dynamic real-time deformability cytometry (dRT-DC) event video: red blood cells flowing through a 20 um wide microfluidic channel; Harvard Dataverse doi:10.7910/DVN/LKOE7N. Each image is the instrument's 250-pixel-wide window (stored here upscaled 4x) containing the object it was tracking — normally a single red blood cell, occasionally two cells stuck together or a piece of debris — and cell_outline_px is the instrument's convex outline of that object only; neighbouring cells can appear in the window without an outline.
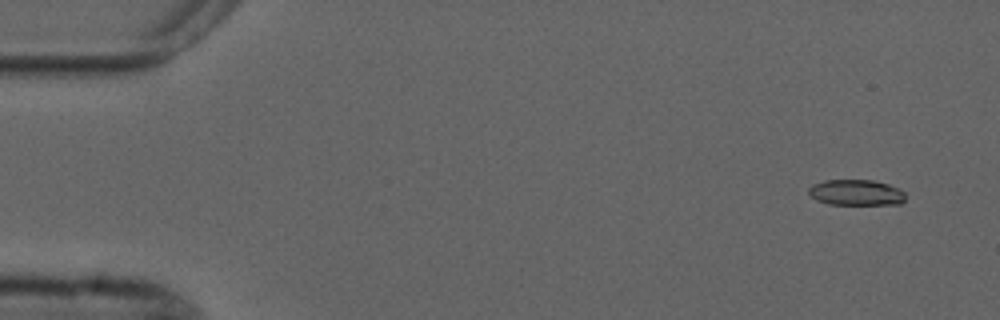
{"species": "common noctule bat (a hibernating species)", "species_latin": "Nyctalus noctula", "temperature_condition": "cold", "stored_images_in_passage": 5, "camera_frame_rate_fps": 3000, "um_per_image_px": 0.085, "animal": {"sex": "male", "forearm_length_mm": 52.5}, "frame": {"image": 1, "passage_image": 1, "time_ms": 0.0, "image_size_px": [1000, 320], "cell_outline_px": [[904, 200], [900, 204], [828, 204], [816, 200], [808, 192], [808, 188], [812, 184], [824, 180], [872, 180], [888, 184], [904, 192]], "centroid_in_image_um": [72.73, 16.36], "position_along_channel_um": 12.3, "area_um2": 14.45}}
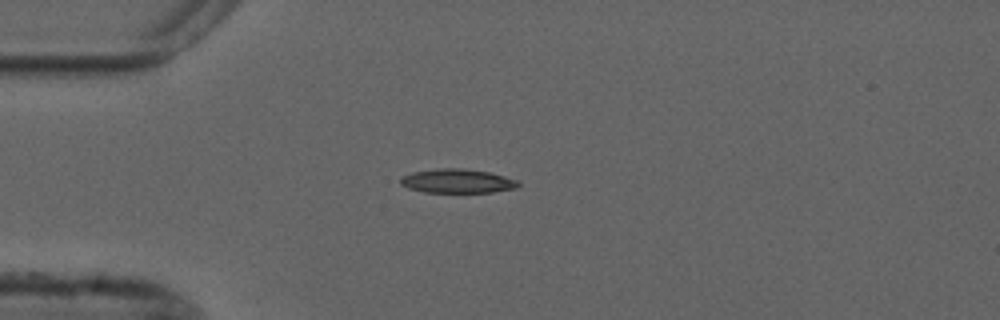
{"frame": {"image": 2, "passage_image": 4, "time_ms": 3.667, "image_size_px": [1000, 320], "cell_outline_px": [[520, 184], [516, 188], [492, 192], [424, 192], [408, 188], [400, 184], [400, 180], [404, 176], [412, 172], [440, 168], [464, 168], [488, 172], [520, 180]], "centroid_in_image_um": [38.9, 15.39], "position_along_channel_um": 46.1, "area_um2": 16.47}}